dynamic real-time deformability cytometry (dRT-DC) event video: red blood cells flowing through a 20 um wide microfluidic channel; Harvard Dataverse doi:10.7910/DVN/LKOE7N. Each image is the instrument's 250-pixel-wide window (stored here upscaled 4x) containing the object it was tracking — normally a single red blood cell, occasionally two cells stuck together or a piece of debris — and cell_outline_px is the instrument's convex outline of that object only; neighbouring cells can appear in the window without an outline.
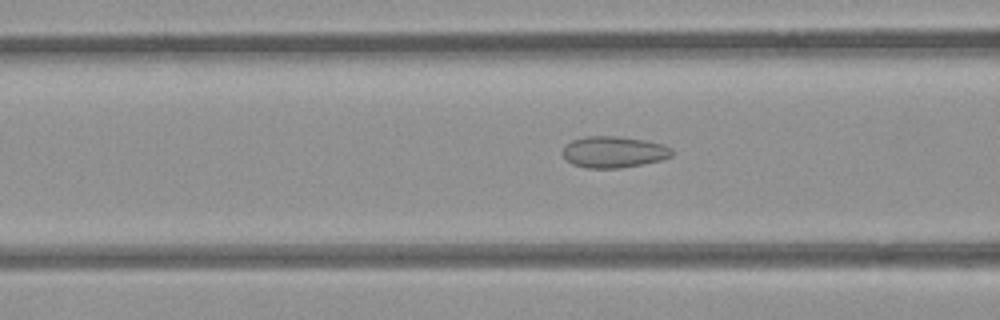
{"species": "common noctule bat (a hibernating species)", "species_latin": "Nyctalus noctula", "temperature_condition": "room temperature", "stored_images_in_passage": 47, "camera_frame_rate_fps": 3000, "um_per_image_px": 0.085, "animal": {"sex": "female", "body_mass_g": 21.9}, "frame": {"image": 1, "passage_image": 15, "time_ms": 4.667, "image_size_px": [1000, 320], "cell_outline_px": [[672, 156], [660, 160], [620, 168], [584, 168], [572, 164], [564, 156], [564, 148], [572, 140], [584, 136], [620, 136], [644, 140], [664, 144], [672, 148]], "centroid_in_image_um": [52.18, 12.91], "position_along_channel_um": 114.4, "area_um2": 19.88}}
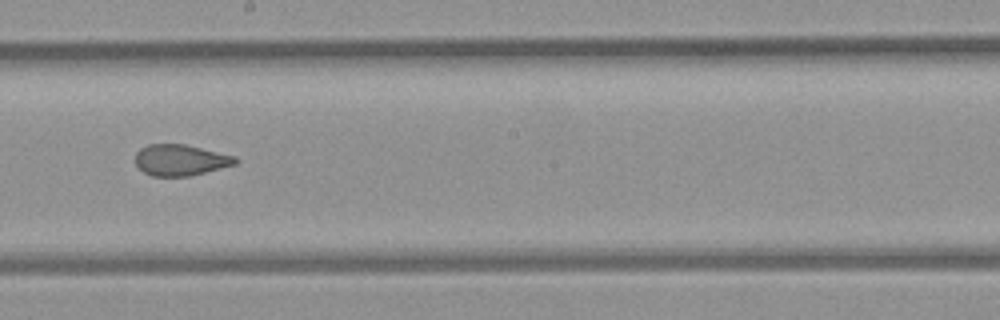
{"frame": {"image": 2, "passage_image": 24, "time_ms": 7.667, "image_size_px": [1000, 320], "cell_outline_px": [[240, 160], [236, 164], [188, 176], [152, 176], [144, 172], [136, 164], [136, 152], [140, 148], [148, 144], [184, 144], [236, 156]], "centroid_in_image_um": [15.34, 13.59], "position_along_channel_um": 232.9, "area_um2": 18.03}}
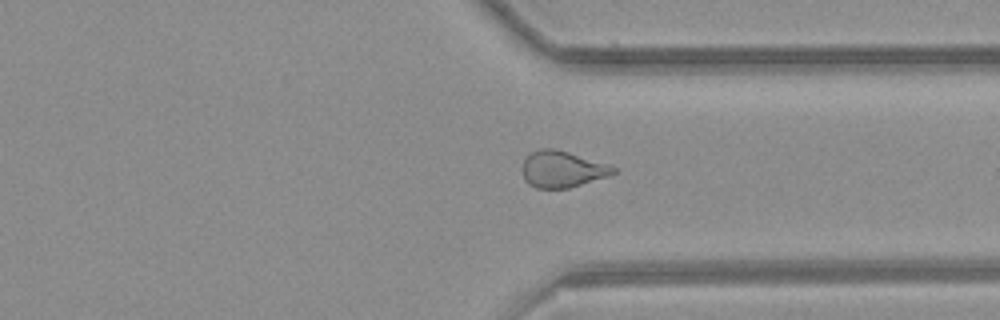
{"frame": {"image": 3, "passage_image": 34, "time_ms": 11.0, "image_size_px": [1000, 320], "cell_outline_px": [[616, 172], [608, 176], [568, 188], [536, 188], [528, 184], [524, 180], [524, 160], [532, 152], [540, 148], [552, 148], [568, 152], [608, 164], [616, 168]], "centroid_in_image_um": [47.79, 14.38], "position_along_channel_um": 363.6, "area_um2": 19.02}, "authors_computed_cell_mechanics": {"area_um2": 19.8254, "velocity_mm_per_s": 3.933, "shape_relaxation_time_tau1_ms": null, "shape_relaxation_time_tau2_ms": 1.1796, "deformation_change_tau1": null, "deformation_change_tau2": 0.0803}}